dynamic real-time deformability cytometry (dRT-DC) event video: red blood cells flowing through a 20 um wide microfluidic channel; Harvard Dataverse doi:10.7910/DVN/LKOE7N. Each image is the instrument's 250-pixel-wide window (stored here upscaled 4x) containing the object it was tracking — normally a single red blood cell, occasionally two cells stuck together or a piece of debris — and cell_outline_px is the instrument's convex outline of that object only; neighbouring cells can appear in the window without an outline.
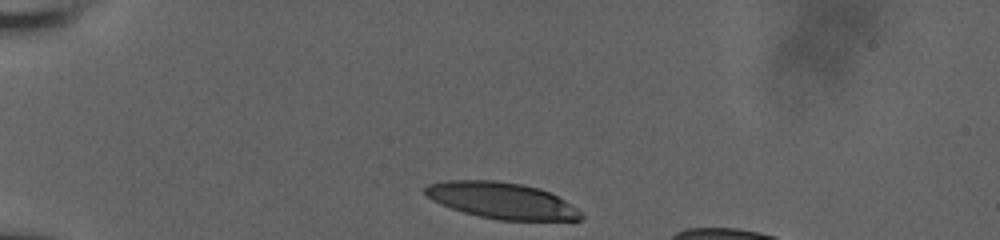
{"species": "human", "species_latin": "Homo sapiens", "temperature_condition": "room temperature", "stored_images_in_passage": 34, "camera_frame_rate_fps": 3000, "um_per_image_px": 0.085, "donor": {"sex": "male"}, "frame": {"image": 1, "passage_image": 1, "time_ms": 0.0, "image_size_px": [1000, 240], "cell_outline_px": [[584, 216], [580, 220], [500, 220], [480, 216], [464, 212], [440, 204], [432, 200], [424, 192], [424, 188], [428, 184], [444, 180], [496, 180], [520, 184], [540, 188], [564, 200], [576, 208]], "centroid_in_image_um": [42.62, 17.03], "position_along_channel_um": 42.4, "area_um2": 32.71}}
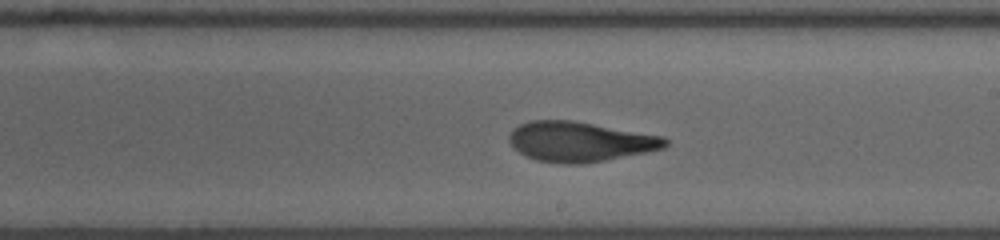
{"frame": {"image": 2, "passage_image": 20, "time_ms": 6.333, "image_size_px": [1000, 240], "cell_outline_px": [[668, 144], [664, 148], [648, 152], [604, 160], [580, 164], [564, 164], [536, 160], [512, 148], [508, 140], [508, 136], [512, 128], [520, 124], [532, 120], [572, 120], [664, 136], [668, 140]], "centroid_in_image_um": [49.28, 12.03], "position_along_channel_um": 239.7, "area_um2": 36.41}}
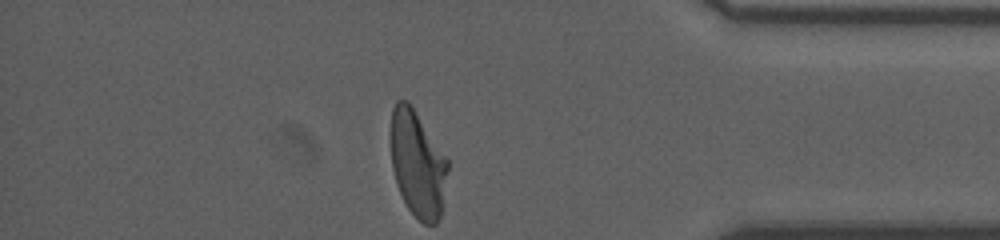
{"frame": {"image": 3, "passage_image": 34, "time_ms": 11.0, "image_size_px": [1000, 240], "cell_outline_px": [[448, 168], [440, 216], [436, 224], [424, 224], [408, 208], [396, 184], [392, 168], [388, 132], [392, 108], [396, 100], [408, 100], [448, 160]], "centroid_in_image_um": [35.44, 13.87], "position_along_channel_um": 399.8, "area_um2": 35.55}, "authors_computed_cell_mechanics": {"area_um2": 35.9227, "velocity_mm_per_s": 3.9352, "shape_relaxation_time_tau1_ms": 9.7062, "shape_relaxation_time_tau2_ms": 1.9113, "deformation_change_tau1": 0.3548, "deformation_change_tau2": 0.0972}}